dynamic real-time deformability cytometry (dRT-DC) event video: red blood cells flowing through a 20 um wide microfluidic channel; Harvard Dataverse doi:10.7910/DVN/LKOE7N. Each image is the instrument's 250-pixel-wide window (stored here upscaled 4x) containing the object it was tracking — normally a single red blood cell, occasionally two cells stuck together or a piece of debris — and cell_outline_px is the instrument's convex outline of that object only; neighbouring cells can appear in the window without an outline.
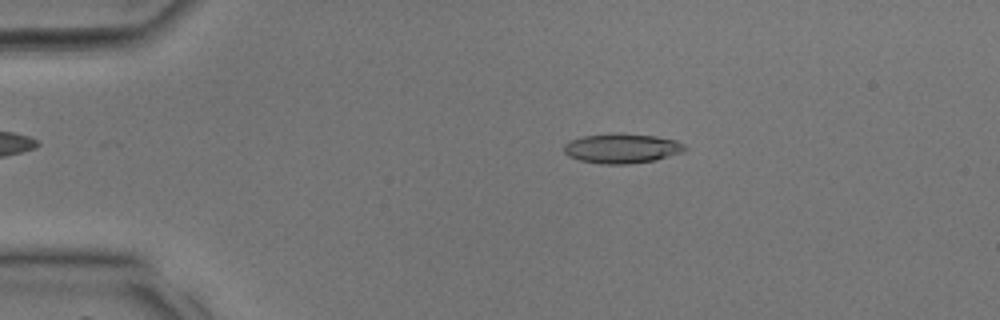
{"species": "common noctule bat (a hibernating species)", "species_latin": "Nyctalus noctula", "temperature_condition": "room temperature", "stored_images_in_passage": 37, "camera_frame_rate_fps": 3000, "um_per_image_px": 0.085, "animal": {"sex": "male", "body_mass_g": 17.9, "forearm_length_mm": 54.2}, "frame": {"image": 1, "passage_image": 7, "time_ms": 2.0, "image_size_px": [1000, 320], "cell_outline_px": [[688, 148], [684, 152], [656, 160], [628, 164], [600, 164], [580, 160], [568, 156], [564, 152], [564, 144], [568, 140], [584, 136], [612, 132], [616, 132], [656, 136], [676, 140], [684, 144]], "centroid_in_image_um": [52.86, 12.6], "position_along_channel_um": 32.1, "area_um2": 21.33}}
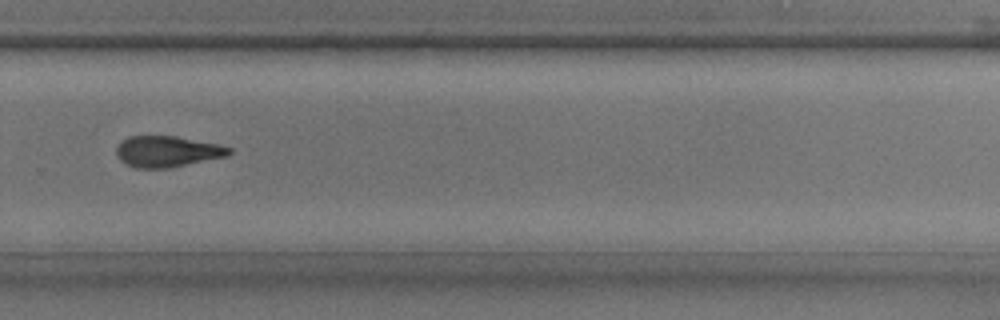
{"frame": {"image": 2, "passage_image": 25, "time_ms": 8.0, "image_size_px": [1000, 320], "cell_outline_px": [[232, 152], [228, 156], [168, 168], [136, 168], [120, 160], [116, 152], [116, 148], [128, 136], [176, 136], [220, 144], [232, 148]], "centroid_in_image_um": [14.26, 12.87], "position_along_channel_um": 315.5, "area_um2": 20.35}}
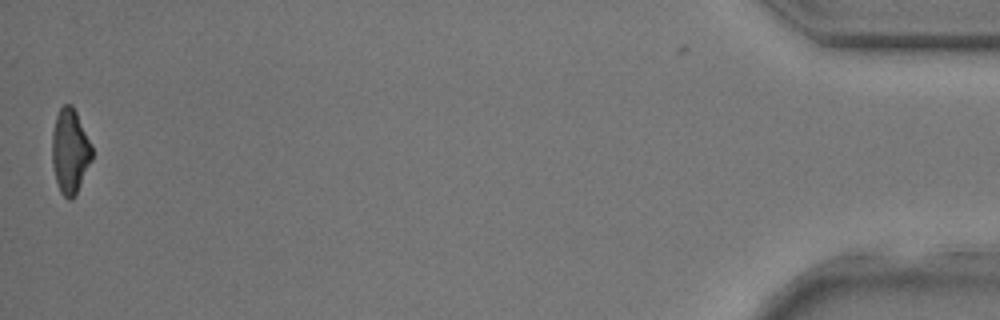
{"frame": {"image": 3, "passage_image": 36, "time_ms": 11.667, "image_size_px": [1000, 320], "cell_outline_px": [[92, 160], [76, 196], [72, 200], [68, 200], [60, 192], [56, 180], [52, 164], [52, 132], [56, 116], [60, 108], [64, 104], [72, 104], [92, 144]], "centroid_in_image_um": [5.96, 12.88], "position_along_channel_um": 429.2, "area_um2": 19.94}}